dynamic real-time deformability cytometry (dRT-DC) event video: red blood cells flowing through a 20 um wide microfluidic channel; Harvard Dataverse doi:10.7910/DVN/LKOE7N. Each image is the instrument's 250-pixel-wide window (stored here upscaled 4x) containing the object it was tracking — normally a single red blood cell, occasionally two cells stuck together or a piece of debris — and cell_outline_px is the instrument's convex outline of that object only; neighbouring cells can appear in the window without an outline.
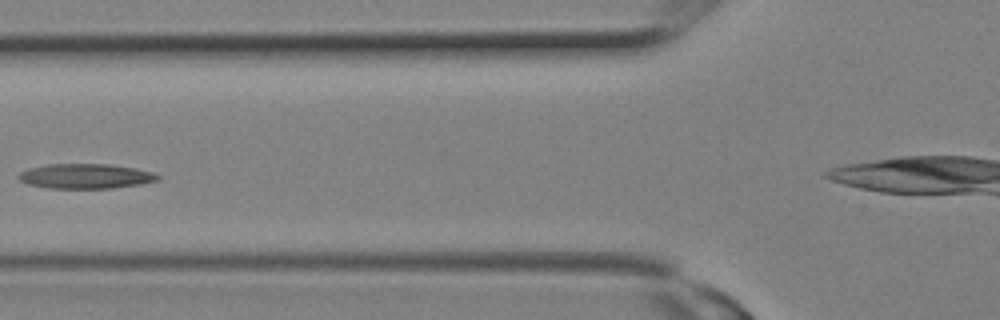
{"species": "Egyptian fruit bat (a non-hibernating species)", "species_latin": "Rousettus aegyptiacus", "temperature_condition": "room temperature", "stored_images_in_passage": 13, "camera_frame_rate_fps": 3000, "um_per_image_px": 0.085, "animal": {"sex": "female"}, "frame": {"image": 1, "passage_image": 8, "time_ms": 2.333, "image_size_px": [1000, 320], "cell_outline_px": [[160, 180], [140, 184], [112, 188], [48, 188], [28, 184], [20, 180], [16, 176], [20, 172], [28, 168], [48, 164], [108, 164], [136, 168], [152, 172], [160, 176]], "centroid_in_image_um": [7.27, 14.97], "position_along_channel_um": 118.5, "area_um2": 20.17}}
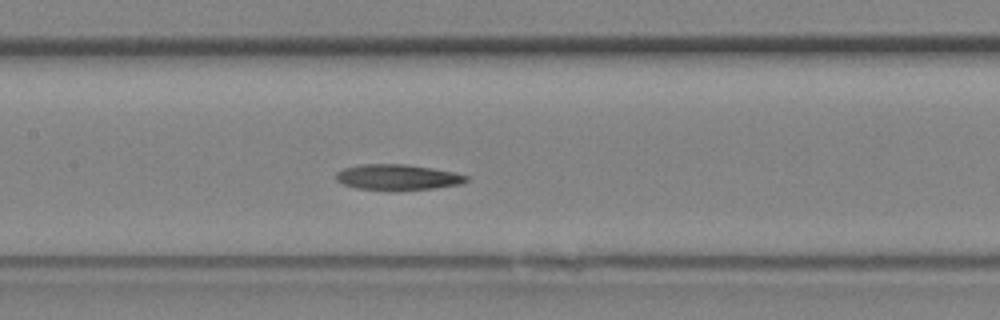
{"frame": {"image": 2, "passage_image": 10, "time_ms": 3.0, "image_size_px": [1000, 320], "cell_outline_px": [[468, 180], [460, 184], [432, 188], [356, 188], [344, 184], [336, 180], [336, 172], [344, 168], [364, 164], [404, 164], [432, 168], [452, 172], [468, 176]], "centroid_in_image_um": [33.78, 15.02], "position_along_channel_um": 173.6, "area_um2": 18.55}}